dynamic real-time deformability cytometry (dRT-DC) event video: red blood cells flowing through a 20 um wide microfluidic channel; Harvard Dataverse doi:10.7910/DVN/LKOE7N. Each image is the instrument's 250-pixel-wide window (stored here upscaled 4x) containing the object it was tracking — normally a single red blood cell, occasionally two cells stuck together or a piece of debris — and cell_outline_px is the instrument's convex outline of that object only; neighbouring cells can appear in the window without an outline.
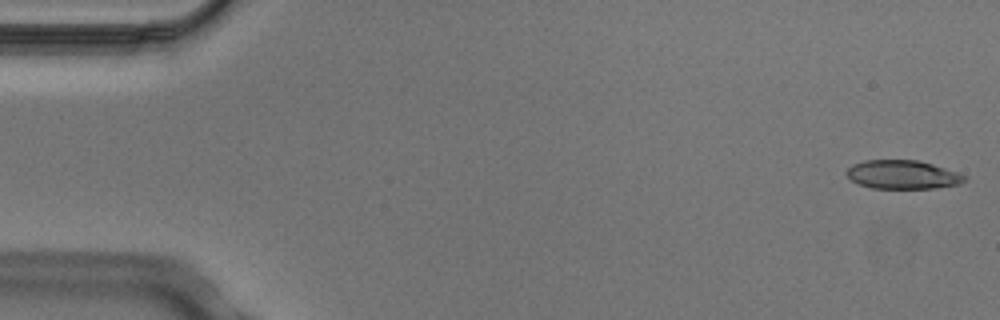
{"species": "Egyptian fruit bat (a non-hibernating species)", "species_latin": "Rousettus aegyptiacus", "temperature_condition": "cold", "stored_images_in_passage": 6, "segment_of_instrument_passage": [1, 2], "camera_frame_rate_fps": 3000, "um_per_image_px": 0.085, "animal": {"sex": "male"}, "frame": {"image": 1, "passage_image": 1, "time_ms": 0.0, "image_size_px": [1000, 320], "cell_outline_px": [[968, 176], [960, 184], [932, 188], [872, 188], [860, 184], [852, 180], [844, 172], [852, 164], [864, 160], [916, 160], [932, 164]], "centroid_in_image_um": [76.69, 14.84], "position_along_channel_um": 8.3, "area_um2": 19.54}}
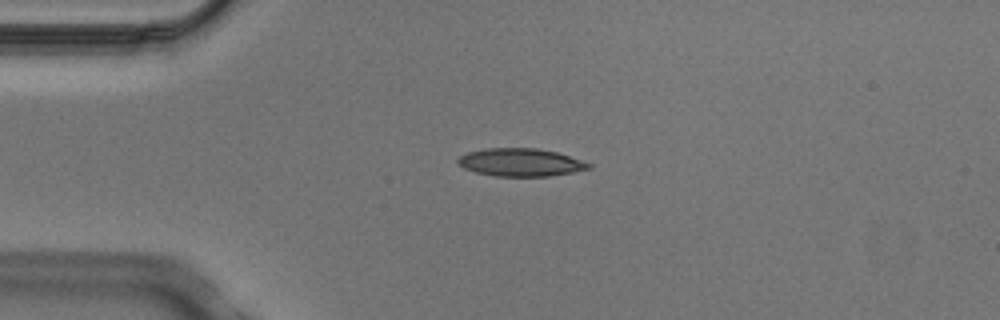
{"frame": {"image": 2, "passage_image": 4, "time_ms": 1.0, "image_size_px": [1000, 320], "cell_outline_px": [[592, 168], [572, 172], [548, 176], [496, 176], [476, 172], [464, 168], [456, 164], [456, 160], [460, 156], [468, 152], [488, 148], [536, 148], [556, 152], [592, 164]], "centroid_in_image_um": [44.22, 13.8], "position_along_channel_um": 40.8, "area_um2": 21.1}}